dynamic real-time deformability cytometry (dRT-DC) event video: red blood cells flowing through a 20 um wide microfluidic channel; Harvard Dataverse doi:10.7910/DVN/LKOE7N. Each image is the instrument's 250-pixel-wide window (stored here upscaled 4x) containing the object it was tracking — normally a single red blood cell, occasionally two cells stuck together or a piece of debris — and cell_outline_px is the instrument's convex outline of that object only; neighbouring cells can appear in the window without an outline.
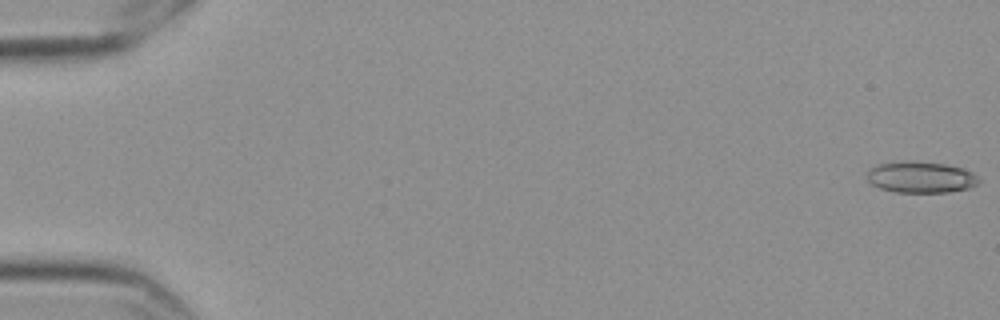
{"species": "Egyptian fruit bat (a non-hibernating species)", "species_latin": "Rousettus aegyptiacus", "temperature_condition": "cold", "stored_images_in_passage": 58, "camera_frame_rate_fps": 3000, "um_per_image_px": 0.085, "frame": {"image": 1, "passage_image": 1, "time_ms": 0.0, "image_size_px": [1000, 320], "cell_outline_px": [[980, 184], [968, 188], [948, 192], [896, 192], [880, 188], [872, 184], [868, 180], [868, 172], [876, 164], [904, 160], [912, 160], [944, 164], [964, 168], [972, 172], [980, 180]], "centroid_in_image_um": [78.29, 15.05], "position_along_channel_um": 6.7, "area_um2": 20.52}}
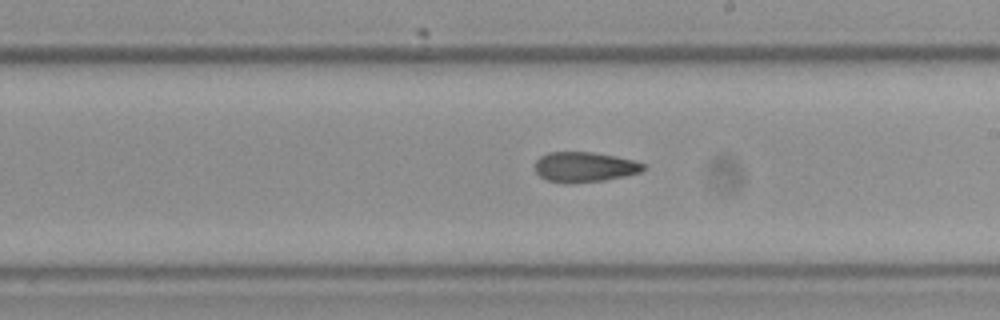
{"frame": {"image": 2, "passage_image": 34, "time_ms": 11.0, "image_size_px": [1000, 320], "cell_outline_px": [[648, 168], [640, 172], [624, 176], [604, 180], [568, 184], [548, 180], [540, 176], [536, 172], [536, 160], [540, 156], [548, 152], [592, 152], [616, 156], [632, 160], [644, 164]], "centroid_in_image_um": [49.69, 14.19], "position_along_channel_um": 239.3, "area_um2": 19.02}}
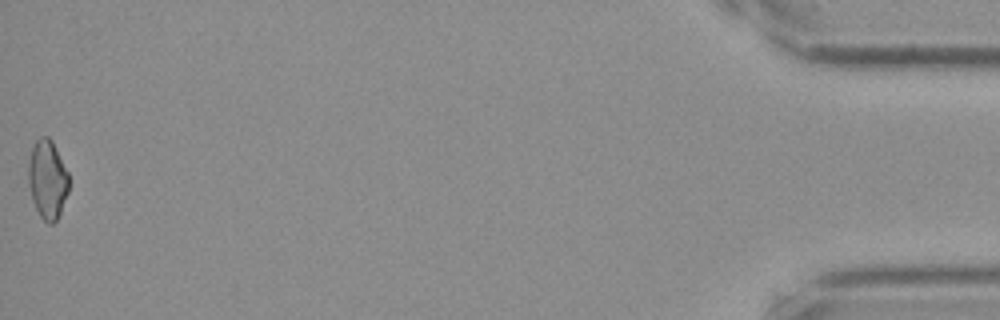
{"frame": {"image": 3, "passage_image": 58, "time_ms": 19.0, "image_size_px": [1000, 320], "cell_outline_px": [[68, 192], [60, 212], [56, 220], [52, 224], [48, 224], [40, 216], [32, 200], [28, 184], [28, 160], [32, 148], [36, 140], [40, 136], [48, 136], [52, 140], [68, 172]], "centroid_in_image_um": [4.02, 15.23], "position_along_channel_um": 431.2, "area_um2": 18.61}, "authors_computed_cell_mechanics": {"area_um2": 19.6231, "velocity_mm_per_s": 3.5591, "shape_relaxation_time_tau1_ms": null, "shape_relaxation_time_tau2_ms": 4.9069, "deformation_change_tau1": null, "deformation_change_tau2": 0.1156}}